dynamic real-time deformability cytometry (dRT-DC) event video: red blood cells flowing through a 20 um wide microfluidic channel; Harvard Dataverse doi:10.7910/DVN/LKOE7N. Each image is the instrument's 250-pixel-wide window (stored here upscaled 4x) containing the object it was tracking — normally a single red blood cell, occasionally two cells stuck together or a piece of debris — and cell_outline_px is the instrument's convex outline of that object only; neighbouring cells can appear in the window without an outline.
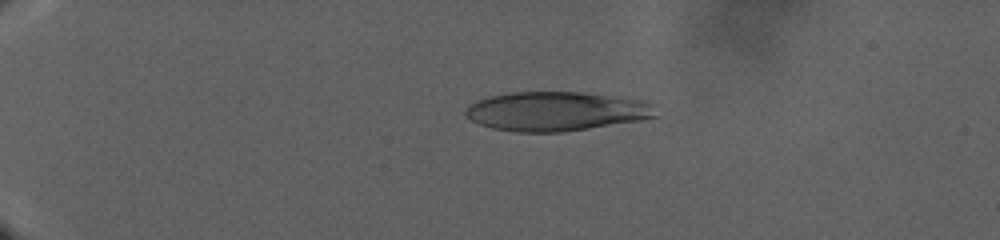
{"species": "human", "species_latin": "Homo sapiens", "temperature_condition": "warm", "stored_images_in_passage": 138, "camera_frame_rate_fps": 3000, "um_per_image_px": 0.085, "donor": {"sex": "male"}, "frame": {"image": 1, "passage_image": 35, "time_ms": 11.333, "image_size_px": [1000, 240], "cell_outline_px": [[656, 116], [640, 120], [564, 132], [516, 132], [492, 128], [480, 124], [472, 120], [464, 112], [468, 104], [476, 100], [488, 96], [508, 92], [580, 92], [648, 100], [652, 104]], "centroid_in_image_um": [47.25, 9.45], "position_along_channel_um": 37.7, "area_um2": 43.58}}
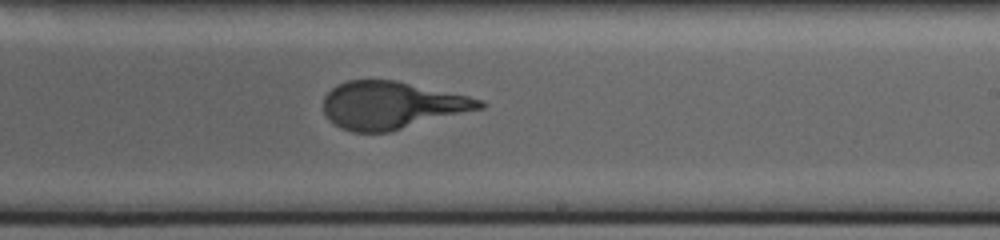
{"frame": {"image": 2, "passage_image": 92, "time_ms": 30.333, "image_size_px": [1000, 240], "cell_outline_px": [[488, 104], [484, 108], [388, 132], [352, 132], [340, 128], [332, 124], [328, 120], [324, 112], [324, 96], [336, 84], [348, 80], [396, 80], [468, 96], [484, 100]], "centroid_in_image_um": [33.28, 8.94], "position_along_channel_um": 255.7, "area_um2": 43.35}}
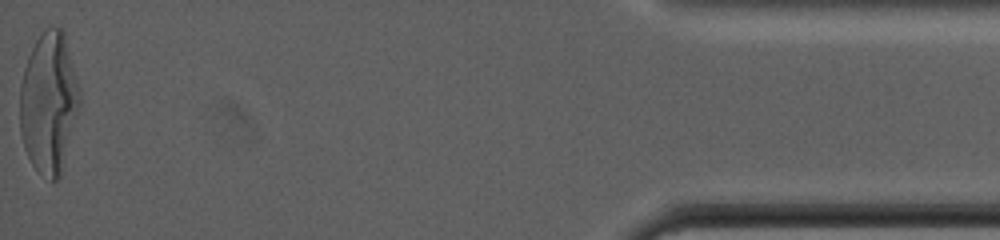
{"frame": {"image": 3, "passage_image": 138, "time_ms": 45.667, "image_size_px": [1000, 240], "cell_outline_px": [[80, 104], [60, 176], [56, 180], [52, 180], [36, 168], [32, 164], [24, 148], [20, 132], [20, 84], [24, 68], [28, 56], [36, 40], [44, 28], [60, 28], [64, 32], [80, 88]], "centroid_in_image_um": [4.15, 8.69], "position_along_channel_um": 431.1, "area_um2": 48.78}}